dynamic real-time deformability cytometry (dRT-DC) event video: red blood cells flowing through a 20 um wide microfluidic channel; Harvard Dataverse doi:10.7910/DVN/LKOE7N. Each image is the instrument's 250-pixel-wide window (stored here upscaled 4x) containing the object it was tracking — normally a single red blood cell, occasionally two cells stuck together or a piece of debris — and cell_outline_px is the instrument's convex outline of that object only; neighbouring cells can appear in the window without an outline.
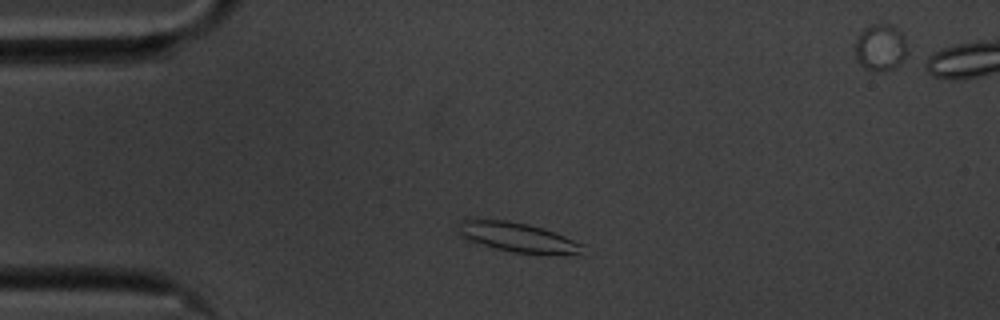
{"species": "common noctule bat (a hibernating species)", "species_latin": "Nyctalus noctula", "temperature_condition": "cold", "stored_images_in_passage": 48, "segment_of_instrument_passage": [1, 2], "camera_frame_rate_fps": 3000, "um_per_image_px": 0.085, "animal": {"sex": "male", "body_mass_g": 20.1, "forearm_length_mm": 53.5}, "frame": {"image": 1, "passage_image": 3, "time_ms": 0.667, "image_size_px": [1000, 320], "cell_outline_px": [[584, 244], [580, 252], [512, 252], [496, 248], [468, 240], [460, 232], [460, 220], [464, 216], [508, 220], [528, 224], [544, 228]], "centroid_in_image_um": [43.84, 20.08], "position_along_channel_um": 41.2, "area_um2": 20.87}}
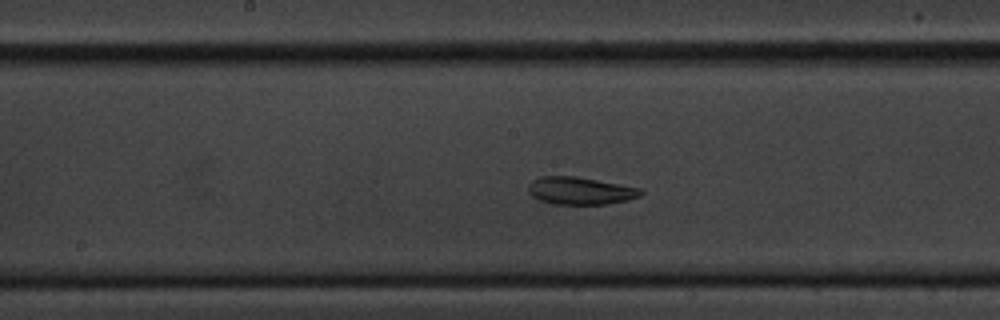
{"frame": {"image": 2, "passage_image": 19, "time_ms": 6.0, "image_size_px": [1000, 320], "cell_outline_px": [[644, 192], [640, 196], [628, 200], [608, 204], [552, 204], [540, 200], [532, 196], [528, 192], [528, 184], [532, 180], [540, 176], [576, 176], [640, 188]], "centroid_in_image_um": [49.3, 16.21], "position_along_channel_um": 198.9, "area_um2": 18.09}}
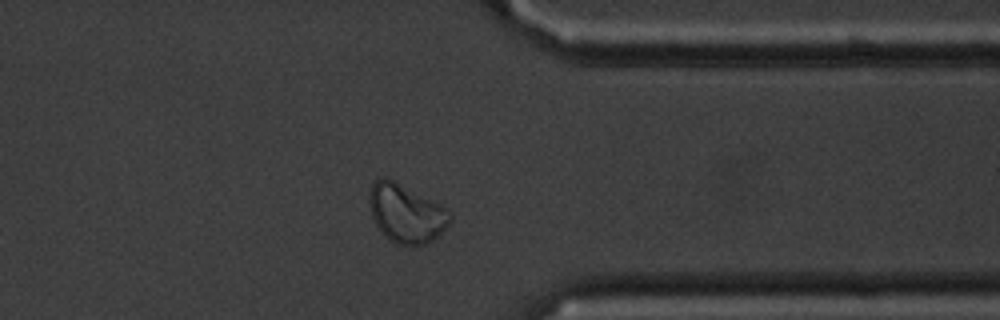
{"frame": {"image": 3, "passage_image": 35, "time_ms": 11.333, "image_size_px": [1000, 320], "cell_outline_px": [[452, 220], [432, 240], [424, 244], [396, 244], [376, 224], [372, 216], [368, 200], [368, 196], [372, 184], [380, 176], [384, 176], [448, 208], [452, 216]], "centroid_in_image_um": [34.51, 18.1], "position_along_channel_um": 376.9, "area_um2": 26.88}}